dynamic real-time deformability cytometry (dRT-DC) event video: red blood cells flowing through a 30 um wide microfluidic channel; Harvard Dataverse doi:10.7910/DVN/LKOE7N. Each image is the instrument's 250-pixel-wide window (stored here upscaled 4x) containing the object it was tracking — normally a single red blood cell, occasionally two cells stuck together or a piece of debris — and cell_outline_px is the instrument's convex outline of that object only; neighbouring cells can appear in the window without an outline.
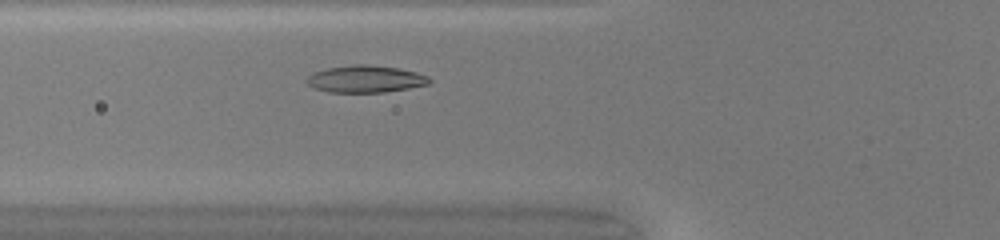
{"species": "common noctule bat (a hibernating species)", "species_latin": "Nyctalus noctula", "temperature_condition": "warm", "stored_images_in_passage": 30, "camera_frame_rate_fps": 3000, "um_per_image_px": 0.085, "animal": {"sex": "female", "body_mass_g": 20.0, "forearm_length_mm": 54.0}, "frame": {"image": 1, "passage_image": 6, "time_ms": 1.667, "image_size_px": [1000, 240], "cell_outline_px": [[432, 80], [428, 84], [408, 88], [384, 92], [328, 92], [316, 88], [308, 84], [304, 80], [312, 72], [324, 68], [352, 64], [364, 64], [396, 68], [416, 72], [428, 76]], "centroid_in_image_um": [31.02, 6.7], "position_along_channel_um": 94.8, "area_um2": 19.36}}
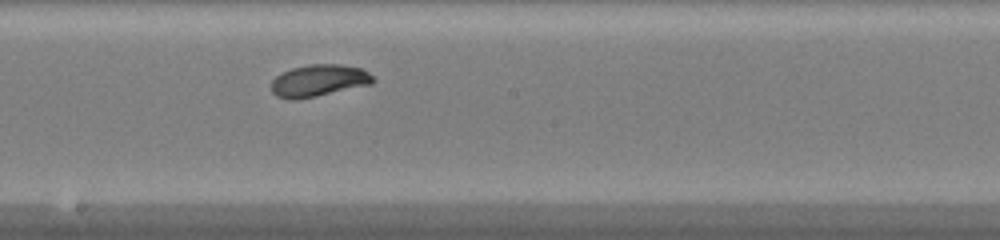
{"frame": {"image": 2, "passage_image": 15, "time_ms": 4.667, "image_size_px": [1000, 240], "cell_outline_px": [[376, 80], [372, 84], [316, 96], [296, 100], [288, 100], [276, 96], [272, 92], [272, 80], [280, 72], [292, 68], [308, 64], [340, 64], [360, 68], [368, 72]], "centroid_in_image_um": [27.07, 6.85], "position_along_channel_um": 221.1, "area_um2": 19.07}}
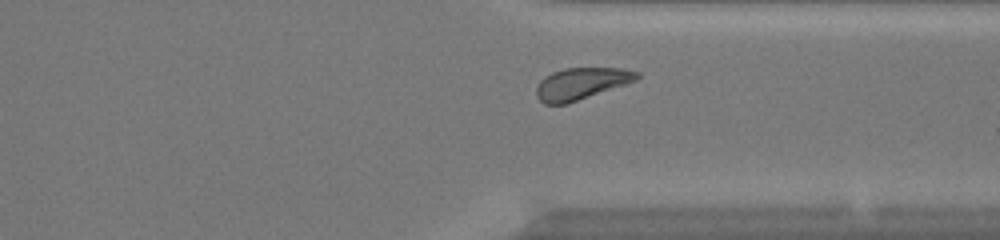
{"frame": {"image": 3, "passage_image": 25, "time_ms": 8.0, "image_size_px": [1000, 240], "cell_outline_px": [[640, 76], [636, 80], [564, 104], [544, 104], [536, 96], [536, 88], [540, 80], [544, 76], [552, 72], [564, 68], [620, 68], [640, 72]], "centroid_in_image_um": [49.36, 7.08], "position_along_channel_um": 362.0, "area_um2": 18.26}, "authors_computed_cell_mechanics": {"area_um2": 18.8717, "velocity_mm_per_s": 4.2152, "shape_relaxation_time_tau1_ms": 3.2103, "shape_relaxation_time_tau2_ms": null, "deformation_change_tau1": 0.1424, "deformation_change_tau2": null}}